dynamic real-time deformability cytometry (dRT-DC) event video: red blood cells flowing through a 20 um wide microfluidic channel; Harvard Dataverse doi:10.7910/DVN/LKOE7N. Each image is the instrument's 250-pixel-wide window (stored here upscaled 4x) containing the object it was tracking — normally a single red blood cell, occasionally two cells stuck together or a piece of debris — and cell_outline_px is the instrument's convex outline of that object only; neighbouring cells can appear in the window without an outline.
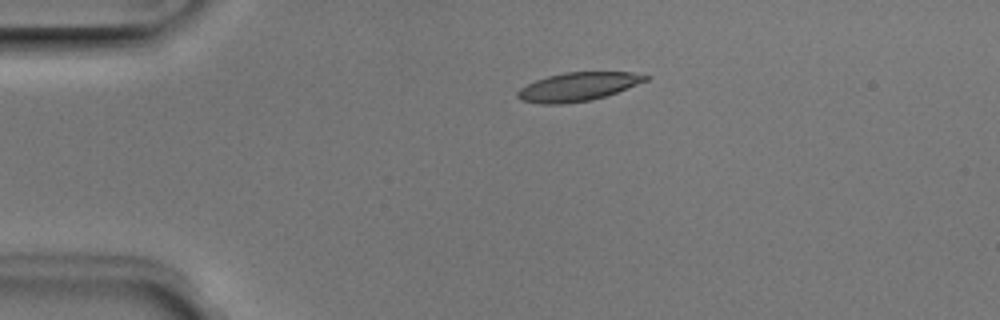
{"species": "Egyptian fruit bat (a non-hibernating species)", "species_latin": "Rousettus aegyptiacus", "temperature_condition": "room temperature", "stored_images_in_passage": 4, "camera_frame_rate_fps": 3000, "um_per_image_px": 0.085, "animal": {"sex": "male"}, "frame": {"image": 1, "passage_image": 3, "time_ms": 0.667, "image_size_px": [1000, 320], "cell_outline_px": [[648, 80], [616, 92], [592, 100], [560, 104], [540, 104], [520, 100], [516, 96], [516, 92], [520, 88], [536, 80], [548, 76], [564, 72], [632, 72], [648, 76]], "centroid_in_image_um": [49.08, 7.37], "position_along_channel_um": 35.9, "area_um2": 21.15}}